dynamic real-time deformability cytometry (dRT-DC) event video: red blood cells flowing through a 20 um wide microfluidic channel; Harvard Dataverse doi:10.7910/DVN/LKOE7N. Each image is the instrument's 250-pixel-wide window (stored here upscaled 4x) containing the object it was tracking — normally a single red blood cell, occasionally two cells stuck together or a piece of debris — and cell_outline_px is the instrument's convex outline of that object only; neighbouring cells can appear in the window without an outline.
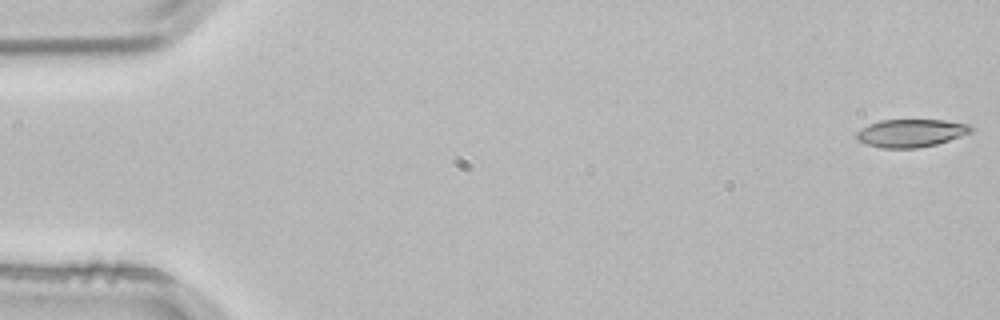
{"species": "common noctule bat (a hibernating species)", "species_latin": "Nyctalus noctula", "temperature_condition": "room temperature", "stored_images_in_passage": 5, "camera_frame_rate_fps": 3000, "um_per_image_px": 0.085, "animal": {"sex": "male", "body_mass_g": 21.5, "forearm_length_mm": 52.0}, "frame": {"image": 1, "passage_image": 1, "time_ms": 0.0, "image_size_px": [1000, 320], "cell_outline_px": [[972, 132], [936, 144], [916, 148], [884, 148], [864, 144], [856, 140], [856, 132], [860, 128], [868, 124], [880, 120], [944, 120], [972, 124]], "centroid_in_image_um": [77.39, 11.3], "position_along_channel_um": 7.6, "area_um2": 18.73}}
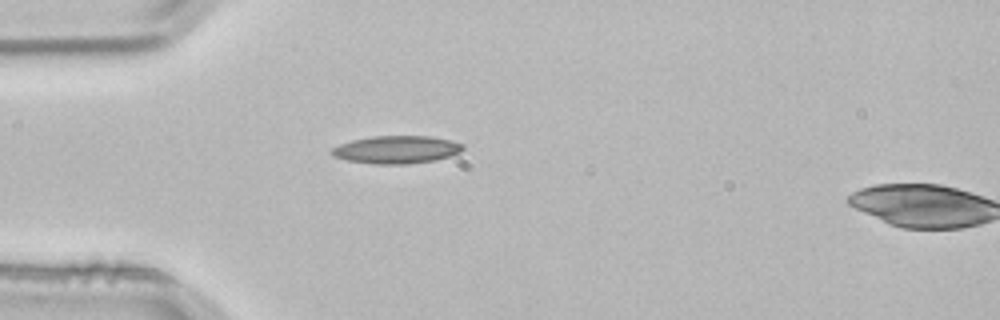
{"frame": {"image": 2, "passage_image": 4, "time_ms": 1.0, "image_size_px": [1000, 320], "cell_outline_px": [[464, 148], [460, 152], [436, 160], [404, 164], [376, 164], [348, 160], [332, 156], [332, 148], [340, 144], [352, 140], [372, 136], [432, 136], [452, 140], [464, 144]], "centroid_in_image_um": [33.73, 12.71], "position_along_channel_um": 51.3, "area_um2": 21.15}}